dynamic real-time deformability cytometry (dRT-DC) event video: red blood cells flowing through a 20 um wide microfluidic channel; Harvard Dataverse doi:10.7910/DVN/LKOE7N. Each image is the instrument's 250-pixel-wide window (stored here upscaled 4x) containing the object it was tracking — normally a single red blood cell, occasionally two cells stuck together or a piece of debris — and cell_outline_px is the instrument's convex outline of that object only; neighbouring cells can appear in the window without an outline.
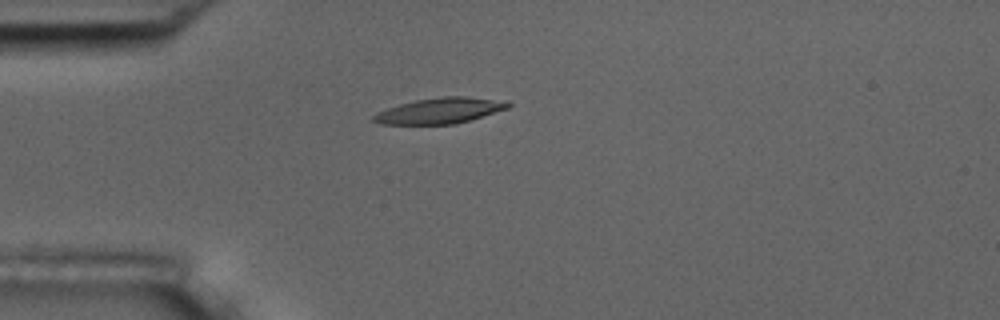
{"species": "common noctule bat (a hibernating species)", "species_latin": "Nyctalus noctula", "temperature_condition": "room temperature", "stored_images_in_passage": 5, "camera_frame_rate_fps": 3000, "um_per_image_px": 0.085, "animal": {"sex": "male", "body_mass_g": 17.5, "forearm_length_mm": 52.3}, "frame": {"image": 1, "passage_image": 1, "time_ms": 0.0, "image_size_px": [1000, 320], "cell_outline_px": [[512, 104], [508, 108], [468, 120], [452, 124], [380, 124], [372, 120], [372, 116], [376, 112], [400, 104], [416, 100], [444, 96], [464, 96], [492, 100]], "centroid_in_image_um": [37.29, 9.41], "position_along_channel_um": 47.7, "area_um2": 19.59}}
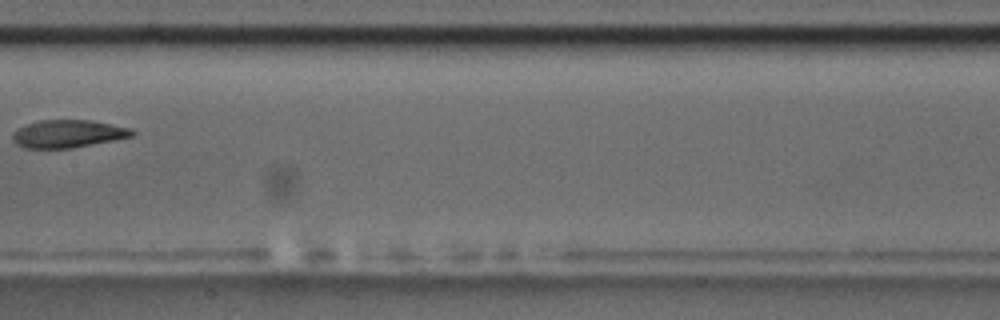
{"frame": {"image": 2, "passage_image": 5, "time_ms": 4.667, "image_size_px": [1000, 320], "cell_outline_px": [[136, 132], [132, 136], [72, 148], [24, 148], [16, 144], [12, 140], [12, 132], [16, 128], [24, 124], [40, 120], [92, 120], [132, 128]], "centroid_in_image_um": [5.73, 11.36], "position_along_channel_um": 201.7, "area_um2": 19.48}}